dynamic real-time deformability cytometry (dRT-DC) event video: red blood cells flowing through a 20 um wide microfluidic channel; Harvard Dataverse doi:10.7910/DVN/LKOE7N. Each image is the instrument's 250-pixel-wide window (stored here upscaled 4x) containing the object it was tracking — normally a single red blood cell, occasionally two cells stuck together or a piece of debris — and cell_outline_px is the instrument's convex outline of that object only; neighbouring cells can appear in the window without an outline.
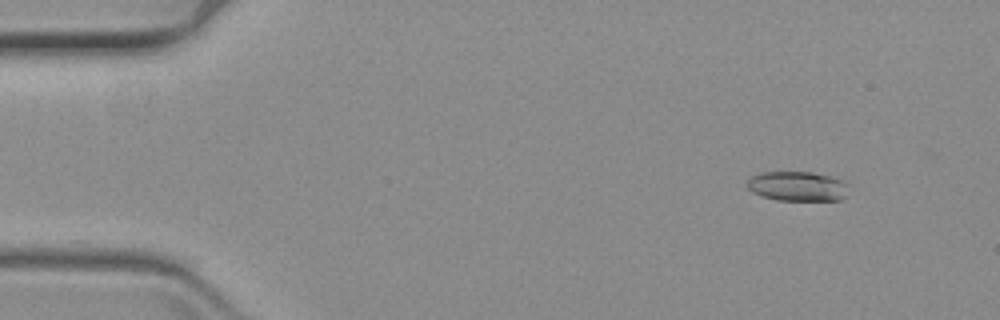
{"species": "common noctule bat (a hibernating species)", "species_latin": "Nyctalus noctula", "temperature_condition": "warm", "stored_images_in_passage": 15, "camera_frame_rate_fps": 3000, "um_per_image_px": 0.085, "animal": {"sex": "female", "body_mass_g": 19.3, "forearm_length_mm": 54.1}, "frame": {"image": 1, "passage_image": 2, "time_ms": 0.333, "image_size_px": [1000, 320], "cell_outline_px": [[848, 196], [840, 200], [776, 200], [760, 196], [752, 192], [744, 184], [752, 176], [760, 172], [812, 172], [832, 176], [844, 180], [848, 184]], "centroid_in_image_um": [67.81, 15.83], "position_along_channel_um": 17.2, "area_um2": 17.98}}